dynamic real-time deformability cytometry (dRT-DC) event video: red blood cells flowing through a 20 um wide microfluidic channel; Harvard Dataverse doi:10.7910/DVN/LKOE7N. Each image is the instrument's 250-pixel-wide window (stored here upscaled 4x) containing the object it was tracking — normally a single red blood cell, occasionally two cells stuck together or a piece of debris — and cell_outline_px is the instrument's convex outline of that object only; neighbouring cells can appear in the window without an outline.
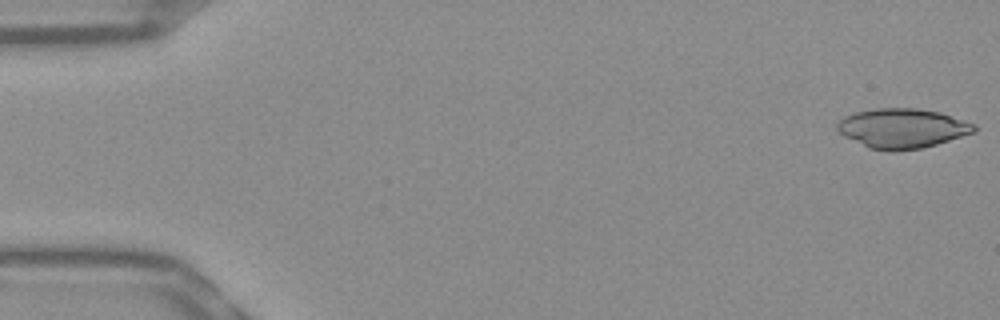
{"species": "Egyptian fruit bat (a non-hibernating species)", "species_latin": "Rousettus aegyptiacus", "temperature_condition": "warm", "stored_images_in_passage": 52, "camera_frame_rate_fps": 3000, "um_per_image_px": 0.085, "frame": {"image": 1, "passage_image": 1, "time_ms": 0.0, "image_size_px": [1000, 320], "cell_outline_px": [[976, 132], [936, 144], [920, 148], [896, 152], [888, 152], [868, 148], [844, 136], [836, 128], [836, 124], [844, 116], [856, 112], [876, 108], [916, 108], [940, 112], [976, 124]], "centroid_in_image_um": [76.69, 10.91], "position_along_channel_um": 8.3, "area_um2": 31.79}}
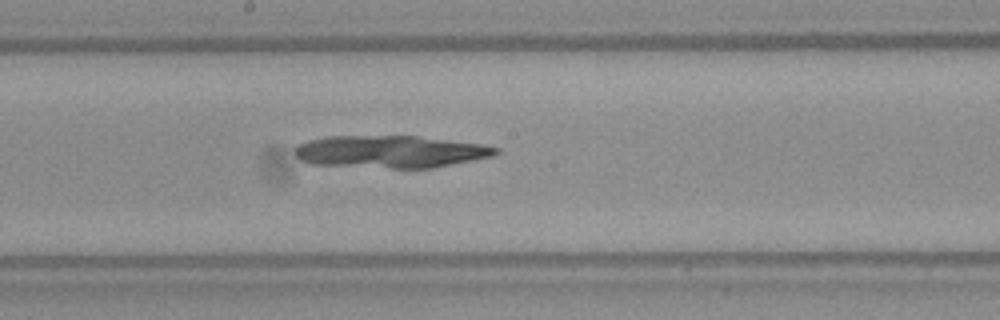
{"frame": {"image": 2, "passage_image": 28, "time_ms": 9.0, "image_size_px": [1000, 320], "cell_outline_px": [[500, 152], [492, 156], [432, 168], [392, 168], [312, 164], [300, 160], [296, 156], [296, 148], [300, 144], [308, 140], [328, 136], [416, 136], [480, 144], [500, 148]], "centroid_in_image_um": [33.18, 12.89], "position_along_channel_um": 215.0, "area_um2": 37.57}}
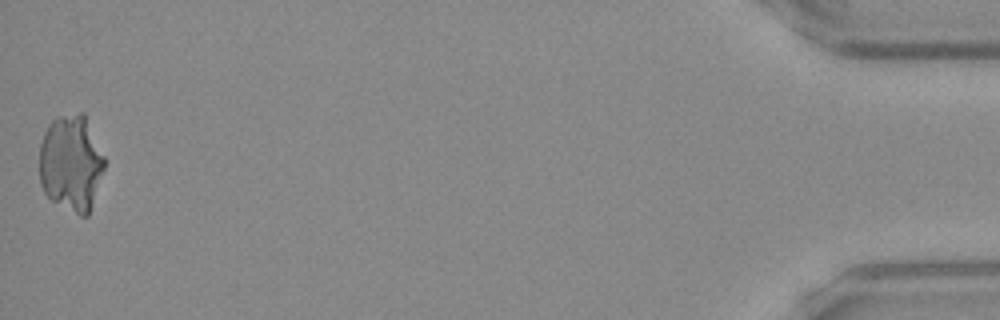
{"frame": {"image": 3, "passage_image": 52, "time_ms": 17.0, "image_size_px": [1000, 320], "cell_outline_px": [[104, 168], [88, 216], [80, 216], [52, 200], [44, 192], [40, 184], [40, 144], [44, 132], [48, 124], [56, 116], [80, 112], [84, 112], [104, 156]], "centroid_in_image_um": [6.03, 13.83], "position_along_channel_um": 429.2, "area_um2": 36.53}}